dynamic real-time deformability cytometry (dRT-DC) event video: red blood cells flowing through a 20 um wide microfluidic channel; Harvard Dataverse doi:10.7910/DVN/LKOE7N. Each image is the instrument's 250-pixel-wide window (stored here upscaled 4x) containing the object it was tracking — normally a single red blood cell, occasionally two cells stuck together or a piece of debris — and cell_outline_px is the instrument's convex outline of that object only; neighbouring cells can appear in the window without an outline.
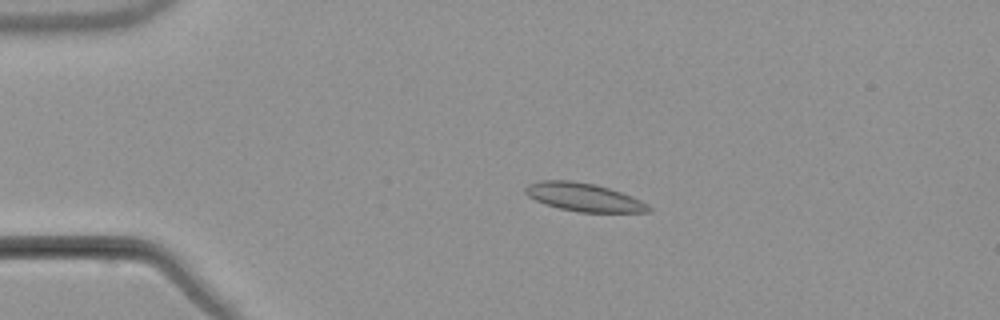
{"species": "common noctule bat (a hibernating species)", "species_latin": "Nyctalus noctula", "temperature_condition": "warm", "stored_images_in_passage": 6, "camera_frame_rate_fps": 3000, "um_per_image_px": 0.085, "animal": {"sex": "male", "body_mass_g": 21.5, "forearm_length_mm": 52.0}, "frame": {"image": 1, "passage_image": 4, "time_ms": 3.667, "image_size_px": [1000, 320], "cell_outline_px": [[652, 212], [580, 212], [560, 208], [544, 204], [528, 196], [524, 192], [524, 188], [528, 184], [540, 180], [572, 180], [596, 184], [632, 196], [648, 204], [652, 208]], "centroid_in_image_um": [49.62, 16.75], "position_along_channel_um": 35.4, "area_um2": 20.35}}
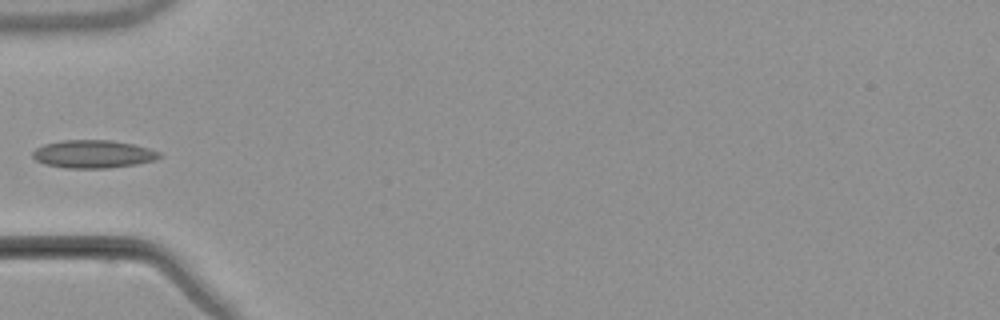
{"frame": {"image": 2, "passage_image": 6, "time_ms": 6.0, "image_size_px": [1000, 320], "cell_outline_px": [[164, 156], [156, 160], [136, 164], [108, 168], [64, 168], [44, 164], [36, 160], [32, 156], [32, 152], [36, 148], [44, 144], [60, 140], [112, 140], [132, 144], [148, 148], [160, 152]], "centroid_in_image_um": [7.92, 13.1], "position_along_channel_um": 77.1, "area_um2": 20.81}}